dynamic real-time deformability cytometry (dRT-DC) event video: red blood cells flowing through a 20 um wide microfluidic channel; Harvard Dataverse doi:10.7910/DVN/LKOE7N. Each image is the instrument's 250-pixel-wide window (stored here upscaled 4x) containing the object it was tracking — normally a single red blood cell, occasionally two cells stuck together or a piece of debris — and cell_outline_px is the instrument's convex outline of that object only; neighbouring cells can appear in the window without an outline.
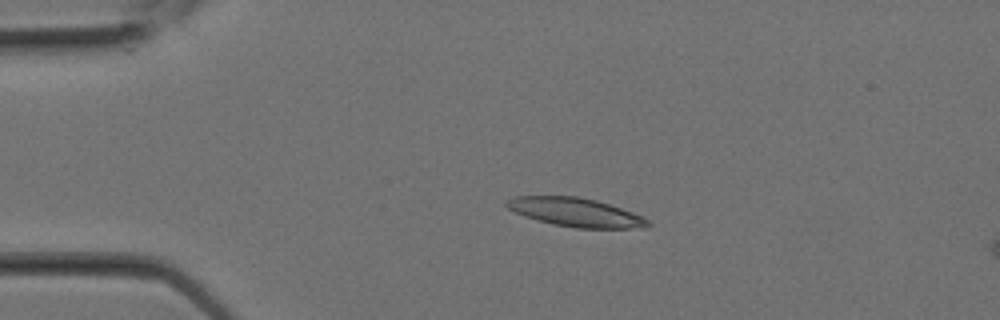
{"species": "Egyptian fruit bat (a non-hibernating species)", "species_latin": "Rousettus aegyptiacus", "temperature_condition": "room temperature", "stored_images_in_passage": 5, "camera_frame_rate_fps": 3000, "um_per_image_px": 0.085, "animal": {"sex": "female"}, "frame": {"image": 1, "passage_image": 2, "time_ms": 0.333, "image_size_px": [1000, 320], "cell_outline_px": [[652, 224], [640, 228], [576, 228], [552, 224], [524, 216], [508, 208], [504, 204], [504, 200], [516, 196], [576, 196], [596, 200], [644, 216]], "centroid_in_image_um": [48.91, 18.04], "position_along_channel_um": 36.1, "area_um2": 23.58}}